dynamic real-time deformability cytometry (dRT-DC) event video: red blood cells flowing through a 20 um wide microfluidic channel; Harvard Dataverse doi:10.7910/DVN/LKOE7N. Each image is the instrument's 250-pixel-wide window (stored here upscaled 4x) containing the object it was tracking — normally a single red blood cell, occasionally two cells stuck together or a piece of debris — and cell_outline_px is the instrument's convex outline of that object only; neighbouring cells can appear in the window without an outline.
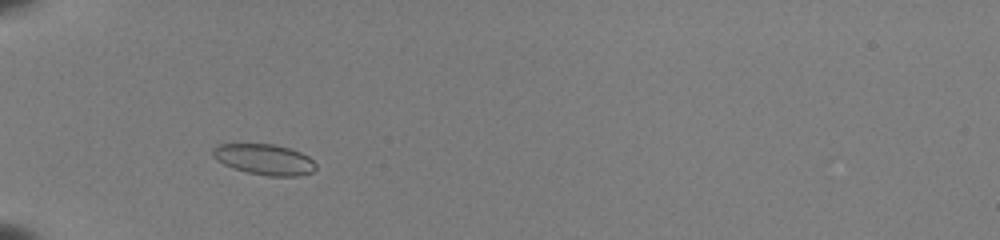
{"species": "common noctule bat (a hibernating species)", "species_latin": "Nyctalus noctula", "temperature_condition": "room temperature", "stored_images_in_passage": 42, "camera_frame_rate_fps": 3000, "um_per_image_px": 0.085, "animal": {"sex": "female", "body_mass_g": 22.0, "forearm_length_mm": 56.7}, "frame": {"image": 1, "passage_image": 8, "time_ms": 2.333, "image_size_px": [1000, 240], "cell_outline_px": [[316, 168], [312, 172], [296, 176], [268, 176], [248, 172], [232, 168], [216, 160], [212, 156], [212, 148], [216, 144], [276, 144], [300, 152], [308, 156], [316, 164]], "centroid_in_image_um": [22.44, 13.54], "position_along_channel_um": 62.6, "area_um2": 18.5}}
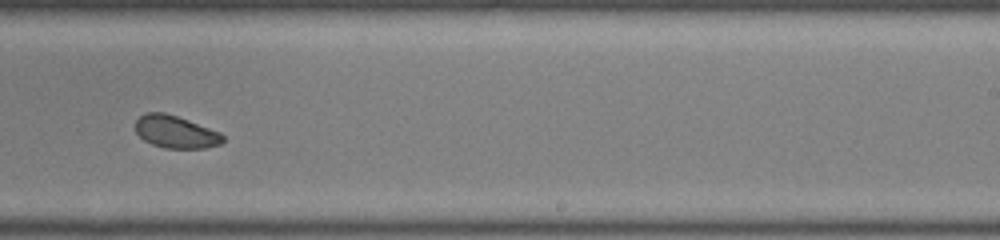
{"frame": {"image": 2, "passage_image": 25, "time_ms": 8.0, "image_size_px": [1000, 240], "cell_outline_px": [[224, 140], [220, 144], [204, 148], [164, 148], [152, 144], [144, 140], [136, 132], [136, 120], [140, 116], [148, 112], [164, 112], [188, 120], [220, 132], [224, 136]], "centroid_in_image_um": [14.93, 11.21], "position_along_channel_um": 274.1, "area_um2": 16.42}}
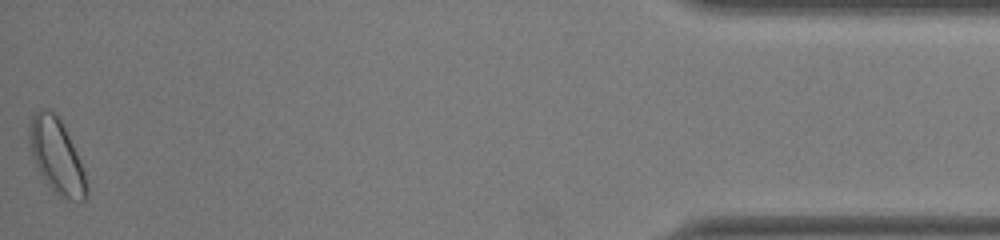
{"frame": {"image": 3, "passage_image": 42, "time_ms": 13.667, "image_size_px": [1000, 240], "cell_outline_px": [[88, 196], [84, 200], [68, 200], [60, 196], [44, 180], [36, 164], [28, 144], [28, 128], [32, 116], [40, 108], [48, 108], [56, 112], [76, 152], [84, 172], [88, 184]], "centroid_in_image_um": [4.8, 13.25], "position_along_channel_um": 430.4, "area_um2": 24.68}, "authors_computed_cell_mechanics": {"area_um2": 17.8313, "velocity_mm_per_s": 3.945, "shape_relaxation_time_tau1_ms": 8.2588, "shape_relaxation_time_tau2_ms": 3.9739, "deformation_change_tau1": 0.1192, "deformation_change_tau2": 0.0693}}